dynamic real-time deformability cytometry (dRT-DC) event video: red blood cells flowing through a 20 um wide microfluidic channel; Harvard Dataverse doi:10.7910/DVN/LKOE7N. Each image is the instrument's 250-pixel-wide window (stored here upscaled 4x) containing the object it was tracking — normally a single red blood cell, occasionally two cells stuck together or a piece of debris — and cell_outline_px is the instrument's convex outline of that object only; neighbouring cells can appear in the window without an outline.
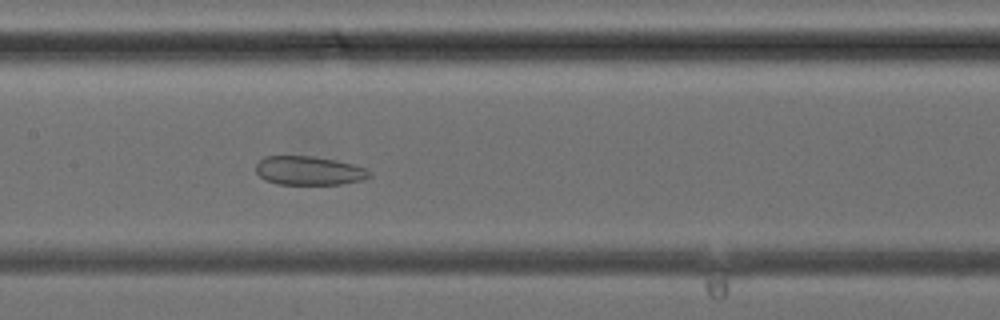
{"species": "common noctule bat (a hibernating species)", "species_latin": "Nyctalus noctula", "temperature_condition": "cold", "stored_images_in_passage": 38, "camera_frame_rate_fps": 3000, "um_per_image_px": 0.085, "animal": {"sex": "female", "body_mass_g": 24.6, "forearm_length_mm": 56.2}, "frame": {"image": 1, "passage_image": 18, "time_ms": 5.667, "image_size_px": [1000, 320], "cell_outline_px": [[372, 176], [364, 180], [340, 184], [276, 184], [264, 180], [256, 172], [256, 164], [264, 156], [312, 156], [336, 160], [352, 164], [364, 168], [372, 172]], "centroid_in_image_um": [26.26, 14.51], "position_along_channel_um": 181.1, "area_um2": 19.19}}
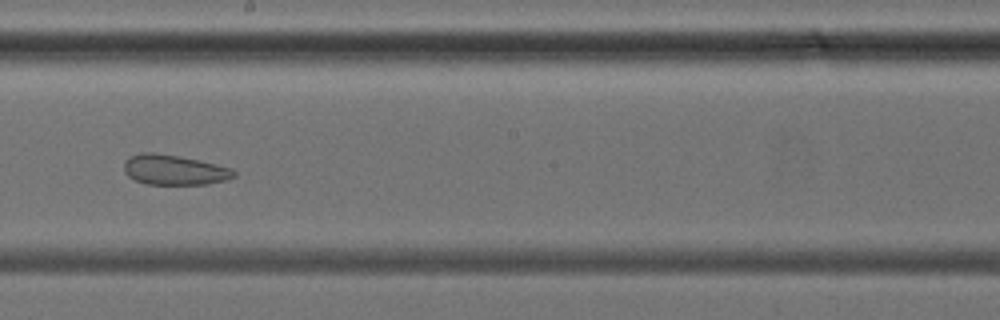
{"frame": {"image": 2, "passage_image": 21, "time_ms": 6.667, "image_size_px": [1000, 320], "cell_outline_px": [[236, 176], [228, 180], [208, 184], [144, 184], [128, 176], [124, 172], [124, 160], [140, 152], [152, 152], [180, 156], [216, 164], [232, 168], [236, 172]], "centroid_in_image_um": [14.82, 14.44], "position_along_channel_um": 233.4, "area_um2": 19.42}}
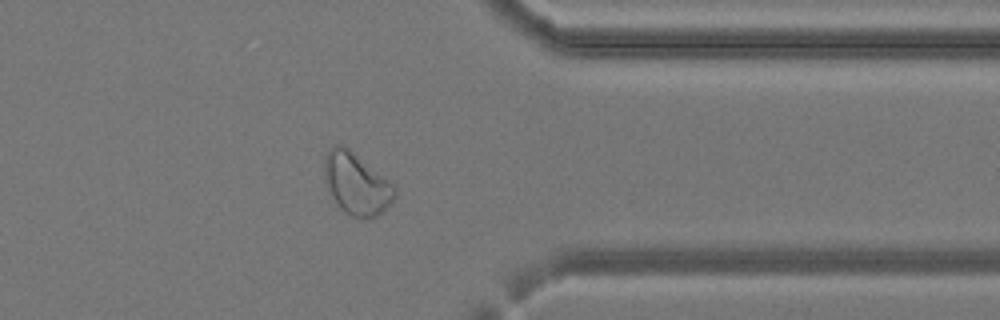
{"frame": {"image": 3, "passage_image": 30, "time_ms": 9.667, "image_size_px": [1000, 320], "cell_outline_px": [[396, 196], [376, 216], [352, 216], [344, 212], [332, 196], [324, 180], [324, 156], [336, 144], [344, 144], [392, 184], [396, 188]], "centroid_in_image_um": [30.25, 15.58], "position_along_channel_um": 381.1, "area_um2": 24.57}}